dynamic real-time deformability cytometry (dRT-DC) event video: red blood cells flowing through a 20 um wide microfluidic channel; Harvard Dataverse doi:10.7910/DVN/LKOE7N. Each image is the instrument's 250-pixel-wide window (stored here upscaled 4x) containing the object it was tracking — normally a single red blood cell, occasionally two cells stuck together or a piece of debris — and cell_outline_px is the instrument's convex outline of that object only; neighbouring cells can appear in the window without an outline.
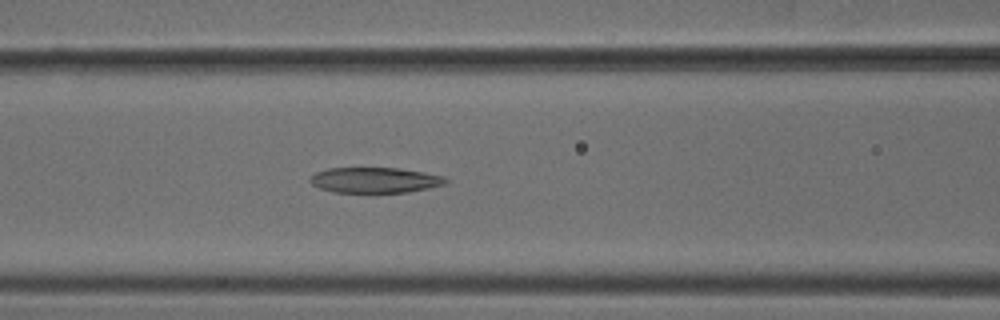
{"species": "common noctule bat (a hibernating species)", "species_latin": "Nyctalus noctula", "temperature_condition": "cold", "stored_images_in_passage": 49, "camera_frame_rate_fps": 3000, "um_per_image_px": 0.085, "animal": {"sex": "male", "body_mass_g": 18.8}, "frame": {"image": 1, "passage_image": 19, "time_ms": 6.0, "image_size_px": [1000, 320], "cell_outline_px": [[448, 180], [444, 184], [428, 188], [408, 192], [332, 192], [320, 188], [312, 184], [308, 180], [316, 172], [328, 168], [400, 168], [424, 172], [444, 176]], "centroid_in_image_um": [31.86, 15.3], "position_along_channel_um": 134.7, "area_um2": 20.06}}
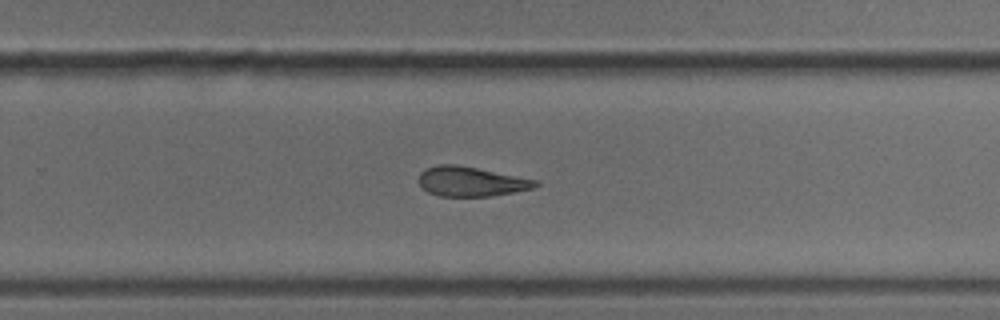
{"frame": {"image": 2, "passage_image": 31, "time_ms": 10.0, "image_size_px": [1000, 320], "cell_outline_px": [[540, 184], [536, 188], [492, 196], [440, 196], [428, 192], [416, 180], [420, 172], [424, 168], [440, 164], [456, 164], [540, 180]], "centroid_in_image_um": [40.06, 15.42], "position_along_channel_um": 289.7, "area_um2": 20.46}}
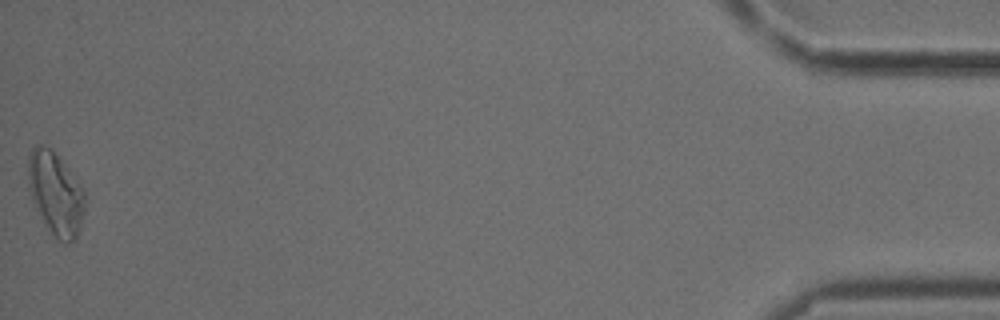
{"frame": {"image": 3, "passage_image": 49, "time_ms": 16.0, "image_size_px": [1000, 320], "cell_outline_px": [[84, 212], [80, 228], [76, 236], [68, 244], [64, 244], [48, 228], [32, 200], [28, 188], [28, 156], [32, 144], [40, 144], [48, 148], [64, 164], [80, 184], [84, 192]], "centroid_in_image_um": [4.7, 16.43], "position_along_channel_um": 430.5, "area_um2": 26.93}, "authors_computed_cell_mechanics": {"area_um2": 22.253, "velocity_mm_per_s": 3.8777, "shape_relaxation_time_tau1_ms": null, "shape_relaxation_time_tau2_ms": 2.3952, "deformation_change_tau1": null, "deformation_change_tau2": 0.1137}}